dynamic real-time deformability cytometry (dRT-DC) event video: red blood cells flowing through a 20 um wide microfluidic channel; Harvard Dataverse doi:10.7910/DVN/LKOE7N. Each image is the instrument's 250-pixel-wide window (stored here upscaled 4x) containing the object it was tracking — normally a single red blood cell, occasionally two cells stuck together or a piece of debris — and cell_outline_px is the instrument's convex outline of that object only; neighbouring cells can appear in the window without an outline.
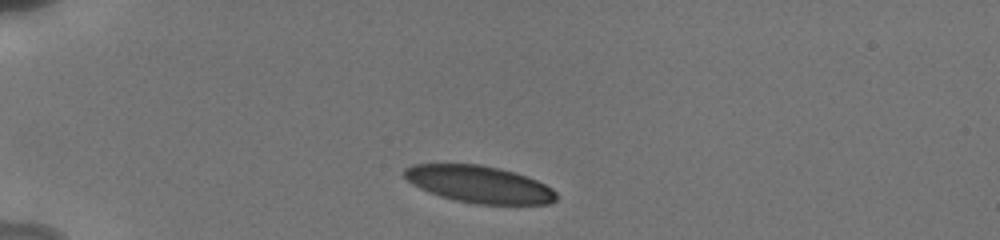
{"species": "human", "species_latin": "Homo sapiens", "temperature_condition": "cold", "stored_images_in_passage": 7, "camera_frame_rate_fps": 3000, "um_per_image_px": 0.085, "donor": {"sex": "male"}, "frame": {"image": 1, "passage_image": 1, "time_ms": 0.0, "image_size_px": [1000, 240], "cell_outline_px": [[556, 200], [552, 204], [476, 204], [456, 200], [440, 196], [420, 188], [412, 184], [404, 176], [404, 168], [412, 164], [480, 164], [500, 168], [516, 172], [528, 176], [552, 188], [556, 192]], "centroid_in_image_um": [40.75, 15.66], "position_along_channel_um": 44.3, "area_um2": 32.89}}
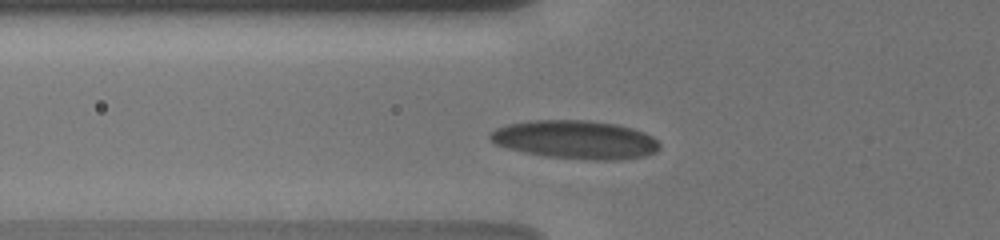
{"frame": {"image": 2, "passage_image": 5, "time_ms": 2.0, "image_size_px": [1000, 240], "cell_outline_px": [[660, 148], [656, 152], [644, 156], [620, 160], [592, 160], [544, 156], [508, 148], [496, 144], [488, 136], [496, 128], [508, 124], [532, 120], [588, 120], [616, 124], [632, 128], [644, 132], [652, 136], [660, 144]], "centroid_in_image_um": [48.94, 11.87], "position_along_channel_um": 76.9, "area_um2": 37.92}}
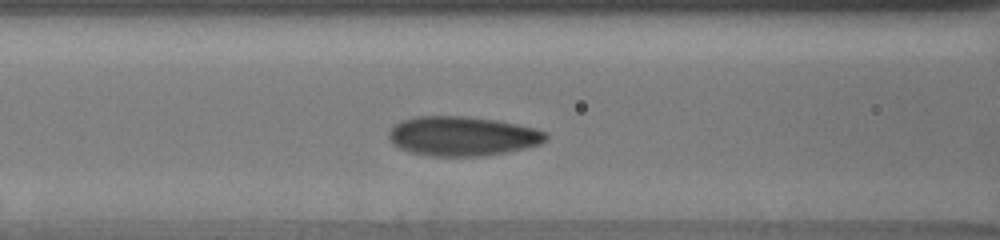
{"frame": {"image": 3, "passage_image": 7, "time_ms": 3.333, "image_size_px": [1000, 240], "cell_outline_px": [[548, 140], [540, 144], [508, 152], [484, 156], [428, 156], [408, 152], [392, 144], [388, 136], [388, 132], [392, 124], [400, 120], [412, 116], [468, 116], [500, 120], [536, 128], [548, 132]], "centroid_in_image_um": [39.29, 11.56], "position_along_channel_um": 127.3, "area_um2": 36.93}}